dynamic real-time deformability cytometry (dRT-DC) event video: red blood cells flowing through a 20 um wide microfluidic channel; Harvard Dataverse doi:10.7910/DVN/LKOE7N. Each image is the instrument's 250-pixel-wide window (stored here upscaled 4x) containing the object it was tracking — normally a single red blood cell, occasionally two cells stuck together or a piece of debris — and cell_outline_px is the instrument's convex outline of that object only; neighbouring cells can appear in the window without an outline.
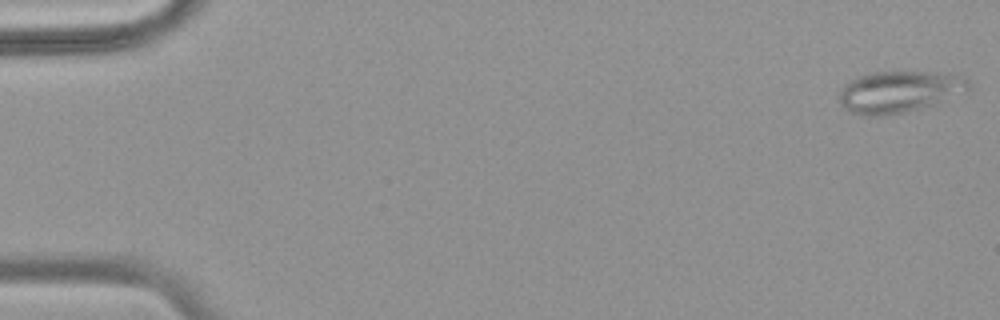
{"species": "common noctule bat (a hibernating species)", "species_latin": "Nyctalus noctula", "temperature_condition": "warm", "stored_images_in_passage": 54, "camera_frame_rate_fps": 3000, "um_per_image_px": 0.085, "animal": {"sex": "female", "body_mass_g": 18.4}, "frame": {"image": 1, "passage_image": 1, "time_ms": 0.0, "image_size_px": [1000, 320], "cell_outline_px": [[972, 88], [968, 92], [936, 104], [904, 112], [884, 116], [860, 116], [848, 112], [840, 104], [836, 96], [840, 88], [848, 80], [856, 76], [872, 72], [948, 72], [964, 76], [972, 84]], "centroid_in_image_um": [76.43, 7.8], "position_along_channel_um": 8.6, "area_um2": 32.54}}
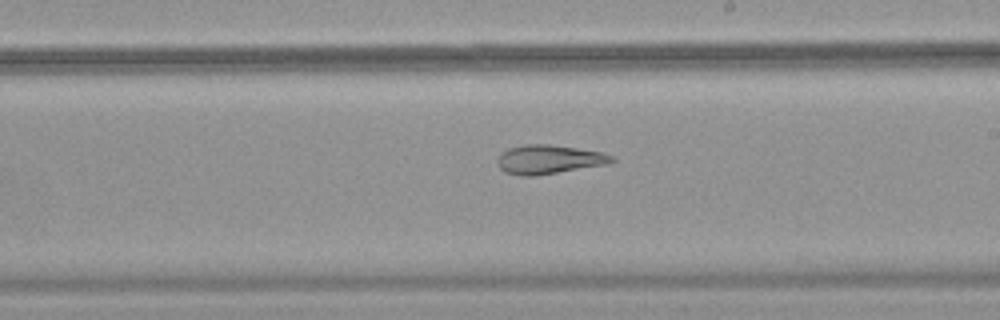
{"frame": {"image": 2, "passage_image": 32, "time_ms": 10.333, "image_size_px": [1000, 320], "cell_outline_px": [[616, 160], [608, 164], [532, 176], [520, 176], [504, 172], [496, 164], [496, 160], [500, 152], [508, 148], [524, 144], [548, 144], [576, 148], [600, 152], [612, 156]], "centroid_in_image_um": [46.58, 13.55], "position_along_channel_um": 242.4, "area_um2": 19.31}}
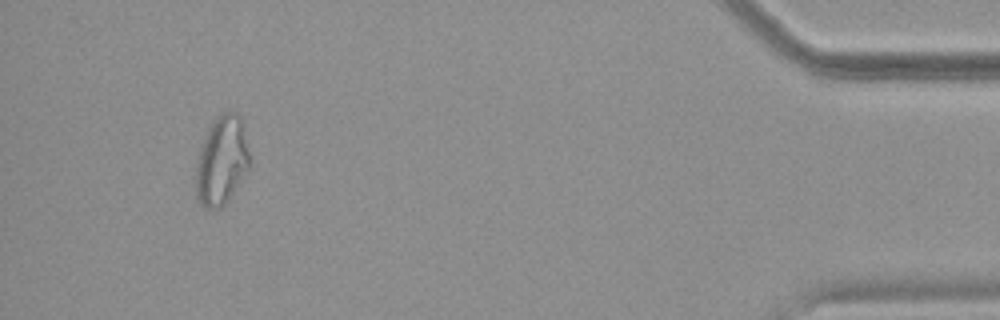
{"frame": {"image": 3, "passage_image": 51, "time_ms": 16.667, "image_size_px": [1000, 320], "cell_outline_px": [[248, 168], [224, 204], [220, 208], [204, 208], [196, 200], [196, 164], [200, 144], [212, 120], [216, 116], [224, 112], [236, 112], [240, 116], [248, 152]], "centroid_in_image_um": [18.78, 13.63], "position_along_channel_um": 416.4, "area_um2": 27.4}, "authors_computed_cell_mechanics": {"area_um2": 25.6054, "velocity_mm_per_s": 3.7365, "shape_relaxation_time_tau1_ms": null, "shape_relaxation_time_tau2_ms": 4.4242, "deformation_change_tau1": null, "deformation_change_tau2": 0.1254}}